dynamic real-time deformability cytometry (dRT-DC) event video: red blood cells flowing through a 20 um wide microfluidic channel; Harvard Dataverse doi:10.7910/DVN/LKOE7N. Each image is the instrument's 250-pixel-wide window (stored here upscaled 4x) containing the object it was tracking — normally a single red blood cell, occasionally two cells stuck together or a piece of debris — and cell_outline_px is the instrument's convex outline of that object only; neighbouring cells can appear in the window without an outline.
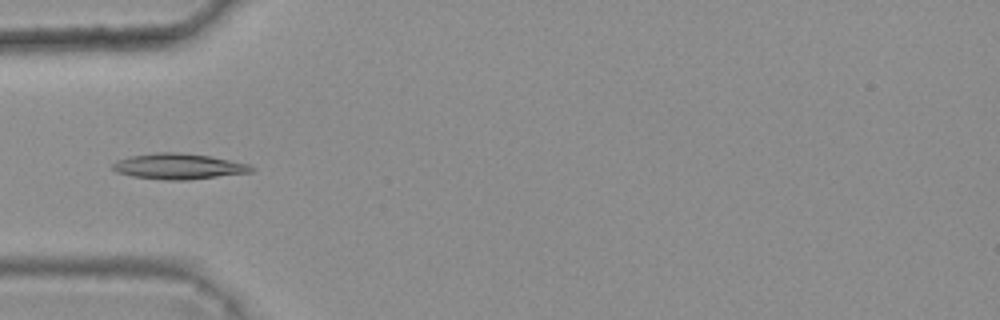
{"species": "common noctule bat (a hibernating species)", "species_latin": "Nyctalus noctula", "temperature_condition": "warm", "stored_images_in_passage": 5, "camera_frame_rate_fps": 3000, "um_per_image_px": 0.085, "animal": {"sex": "female", "body_mass_g": 25.1}, "frame": {"image": 1, "passage_image": 5, "time_ms": 1.333, "image_size_px": [1000, 320], "cell_outline_px": [[256, 168], [252, 172], [188, 180], [164, 180], [132, 176], [116, 172], [112, 168], [112, 164], [116, 160], [132, 156], [156, 152], [180, 152], [212, 156], [248, 164]], "centroid_in_image_um": [15.18, 14.14], "position_along_channel_um": 69.8, "area_um2": 20.87}}